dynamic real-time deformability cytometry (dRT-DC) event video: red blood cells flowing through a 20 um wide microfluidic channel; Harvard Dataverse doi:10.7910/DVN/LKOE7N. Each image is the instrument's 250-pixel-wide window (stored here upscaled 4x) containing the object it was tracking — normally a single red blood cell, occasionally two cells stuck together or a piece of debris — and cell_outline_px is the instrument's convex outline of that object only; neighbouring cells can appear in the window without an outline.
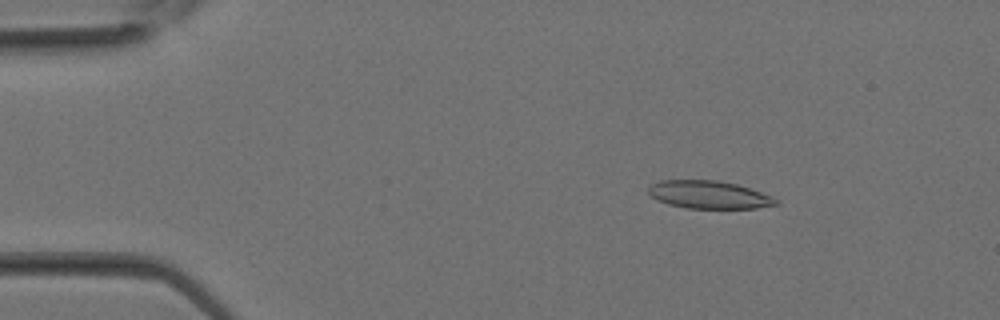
{"species": "Egyptian fruit bat (a non-hibernating species)", "species_latin": "Rousettus aegyptiacus", "temperature_condition": "room temperature", "stored_images_in_passage": 29, "camera_frame_rate_fps": 3000, "um_per_image_px": 0.085, "animal": {"sex": "female"}, "frame": {"image": 1, "passage_image": 5, "time_ms": 1.333, "image_size_px": [1000, 320], "cell_outline_px": [[780, 204], [756, 208], [688, 208], [668, 204], [656, 200], [648, 192], [648, 188], [652, 184], [660, 180], [716, 180], [736, 184], [772, 196], [780, 200]], "centroid_in_image_um": [60.27, 16.55], "position_along_channel_um": 24.7, "area_um2": 20.63}}
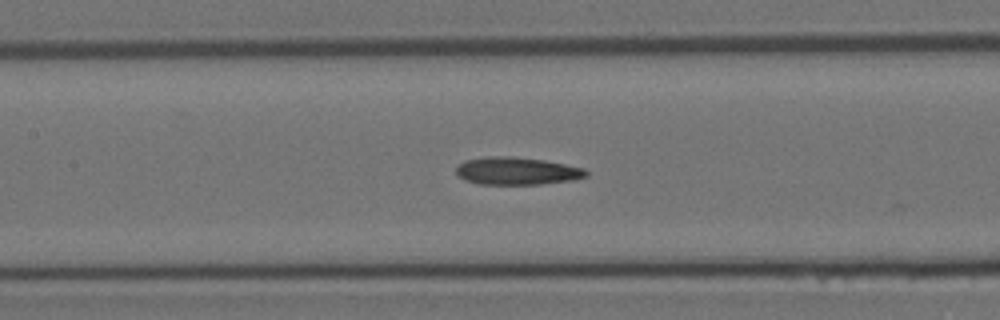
{"frame": {"image": 2, "passage_image": 15, "time_ms": 4.667, "image_size_px": [1000, 320], "cell_outline_px": [[588, 176], [572, 180], [540, 184], [480, 184], [464, 180], [456, 176], [456, 168], [464, 160], [492, 156], [508, 156], [544, 160], [584, 168], [588, 172]], "centroid_in_image_um": [43.91, 14.54], "position_along_channel_um": 163.5, "area_um2": 20.87}}
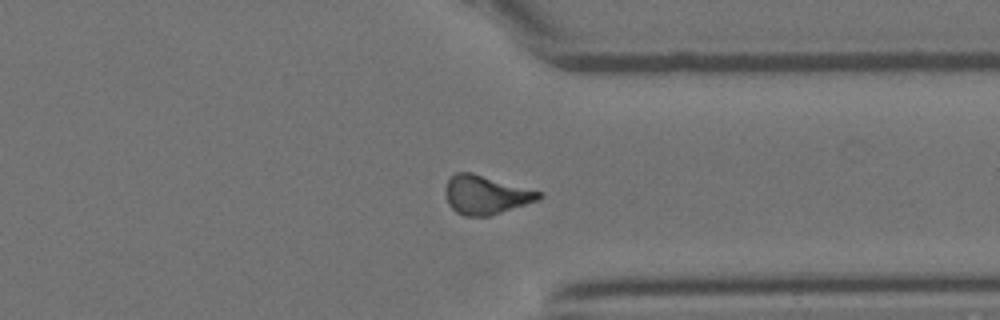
{"frame": {"image": 3, "passage_image": 25, "time_ms": 8.0, "image_size_px": [1000, 320], "cell_outline_px": [[544, 196], [540, 200], [488, 216], [464, 216], [456, 212], [448, 204], [444, 192], [444, 188], [448, 180], [456, 172], [472, 172], [544, 192]], "centroid_in_image_um": [41.31, 16.55], "position_along_channel_um": 370.1, "area_um2": 21.39}}